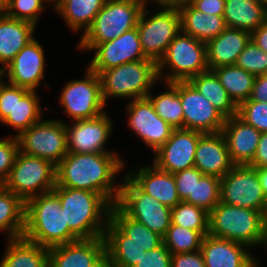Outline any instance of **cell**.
I'll return each instance as SVG.
<instances>
[{"label":"cell","mask_w":267,"mask_h":267,"mask_svg":"<svg viewBox=\"0 0 267 267\" xmlns=\"http://www.w3.org/2000/svg\"><path fill=\"white\" fill-rule=\"evenodd\" d=\"M119 154L68 152L56 165V187L88 190L116 204L122 182L117 176L127 165Z\"/></svg>","instance_id":"6da1fadb"},{"label":"cell","mask_w":267,"mask_h":267,"mask_svg":"<svg viewBox=\"0 0 267 267\" xmlns=\"http://www.w3.org/2000/svg\"><path fill=\"white\" fill-rule=\"evenodd\" d=\"M53 191L64 211L65 225L79 239L104 237L112 204L103 195L68 187H55Z\"/></svg>","instance_id":"7a4b0ae2"},{"label":"cell","mask_w":267,"mask_h":267,"mask_svg":"<svg viewBox=\"0 0 267 267\" xmlns=\"http://www.w3.org/2000/svg\"><path fill=\"white\" fill-rule=\"evenodd\" d=\"M23 236L46 248L79 240L68 225H65L64 211L53 190L25 202Z\"/></svg>","instance_id":"3957f363"},{"label":"cell","mask_w":267,"mask_h":267,"mask_svg":"<svg viewBox=\"0 0 267 267\" xmlns=\"http://www.w3.org/2000/svg\"><path fill=\"white\" fill-rule=\"evenodd\" d=\"M265 222L261 211L219 202L209 212L208 234L244 244L253 251L264 245Z\"/></svg>","instance_id":"277c9868"},{"label":"cell","mask_w":267,"mask_h":267,"mask_svg":"<svg viewBox=\"0 0 267 267\" xmlns=\"http://www.w3.org/2000/svg\"><path fill=\"white\" fill-rule=\"evenodd\" d=\"M99 77L106 106L111 99H126L129 102L147 97L159 82L157 63L149 58L104 70Z\"/></svg>","instance_id":"5b68a950"},{"label":"cell","mask_w":267,"mask_h":267,"mask_svg":"<svg viewBox=\"0 0 267 267\" xmlns=\"http://www.w3.org/2000/svg\"><path fill=\"white\" fill-rule=\"evenodd\" d=\"M144 6L142 0H107L90 28L78 38L77 51L89 52L96 44L136 28Z\"/></svg>","instance_id":"8992f818"},{"label":"cell","mask_w":267,"mask_h":267,"mask_svg":"<svg viewBox=\"0 0 267 267\" xmlns=\"http://www.w3.org/2000/svg\"><path fill=\"white\" fill-rule=\"evenodd\" d=\"M208 70L206 43L182 31L168 45L157 63L159 81L167 83L189 81Z\"/></svg>","instance_id":"52a82bcc"},{"label":"cell","mask_w":267,"mask_h":267,"mask_svg":"<svg viewBox=\"0 0 267 267\" xmlns=\"http://www.w3.org/2000/svg\"><path fill=\"white\" fill-rule=\"evenodd\" d=\"M147 8L145 5L140 14L137 30L145 56L158 63L181 31V17L175 7L154 6L152 13Z\"/></svg>","instance_id":"ba28073f"},{"label":"cell","mask_w":267,"mask_h":267,"mask_svg":"<svg viewBox=\"0 0 267 267\" xmlns=\"http://www.w3.org/2000/svg\"><path fill=\"white\" fill-rule=\"evenodd\" d=\"M84 69L83 78L66 81L58 96L60 109L70 121L93 119L107 111L99 75L88 66Z\"/></svg>","instance_id":"9c48e42d"},{"label":"cell","mask_w":267,"mask_h":267,"mask_svg":"<svg viewBox=\"0 0 267 267\" xmlns=\"http://www.w3.org/2000/svg\"><path fill=\"white\" fill-rule=\"evenodd\" d=\"M2 186L26 202L56 187V165L18 151L10 174Z\"/></svg>","instance_id":"30bf717a"},{"label":"cell","mask_w":267,"mask_h":267,"mask_svg":"<svg viewBox=\"0 0 267 267\" xmlns=\"http://www.w3.org/2000/svg\"><path fill=\"white\" fill-rule=\"evenodd\" d=\"M116 205L162 238L171 225V208L143 192L125 173Z\"/></svg>","instance_id":"8fae6325"},{"label":"cell","mask_w":267,"mask_h":267,"mask_svg":"<svg viewBox=\"0 0 267 267\" xmlns=\"http://www.w3.org/2000/svg\"><path fill=\"white\" fill-rule=\"evenodd\" d=\"M20 152L57 165L68 153L67 128L61 119L42 118L17 137Z\"/></svg>","instance_id":"7c38bea8"},{"label":"cell","mask_w":267,"mask_h":267,"mask_svg":"<svg viewBox=\"0 0 267 267\" xmlns=\"http://www.w3.org/2000/svg\"><path fill=\"white\" fill-rule=\"evenodd\" d=\"M220 202L264 213L266 196L256 168L250 165H234L220 179Z\"/></svg>","instance_id":"4fadbf2b"},{"label":"cell","mask_w":267,"mask_h":267,"mask_svg":"<svg viewBox=\"0 0 267 267\" xmlns=\"http://www.w3.org/2000/svg\"><path fill=\"white\" fill-rule=\"evenodd\" d=\"M124 106L127 128L155 153L171 137L174 128L156 114L148 97L131 100Z\"/></svg>","instance_id":"5bb4252c"},{"label":"cell","mask_w":267,"mask_h":267,"mask_svg":"<svg viewBox=\"0 0 267 267\" xmlns=\"http://www.w3.org/2000/svg\"><path fill=\"white\" fill-rule=\"evenodd\" d=\"M106 111L102 115L85 120L65 122L67 128V150L71 153H119L108 149L115 123ZM107 146V147H106Z\"/></svg>","instance_id":"9a60e30c"},{"label":"cell","mask_w":267,"mask_h":267,"mask_svg":"<svg viewBox=\"0 0 267 267\" xmlns=\"http://www.w3.org/2000/svg\"><path fill=\"white\" fill-rule=\"evenodd\" d=\"M180 94L183 129L205 133L221 132L226 118L189 81L171 83Z\"/></svg>","instance_id":"2e32d148"},{"label":"cell","mask_w":267,"mask_h":267,"mask_svg":"<svg viewBox=\"0 0 267 267\" xmlns=\"http://www.w3.org/2000/svg\"><path fill=\"white\" fill-rule=\"evenodd\" d=\"M44 49L35 36L4 68L6 81L35 91H39L42 83L48 90L50 84L48 85V82L44 81L47 68Z\"/></svg>","instance_id":"e0dca14e"},{"label":"cell","mask_w":267,"mask_h":267,"mask_svg":"<svg viewBox=\"0 0 267 267\" xmlns=\"http://www.w3.org/2000/svg\"><path fill=\"white\" fill-rule=\"evenodd\" d=\"M89 52L87 66L98 75L119 65L147 59L139 40L137 27L123 33L113 40L96 44Z\"/></svg>","instance_id":"ac0fdd59"},{"label":"cell","mask_w":267,"mask_h":267,"mask_svg":"<svg viewBox=\"0 0 267 267\" xmlns=\"http://www.w3.org/2000/svg\"><path fill=\"white\" fill-rule=\"evenodd\" d=\"M202 134L190 129H174L171 137L153 153L152 163L172 174L193 167L196 147Z\"/></svg>","instance_id":"d6986e66"},{"label":"cell","mask_w":267,"mask_h":267,"mask_svg":"<svg viewBox=\"0 0 267 267\" xmlns=\"http://www.w3.org/2000/svg\"><path fill=\"white\" fill-rule=\"evenodd\" d=\"M104 240L105 243H136L144 250L156 249L163 243L161 236L128 217L116 204L111 206Z\"/></svg>","instance_id":"ffe728a7"},{"label":"cell","mask_w":267,"mask_h":267,"mask_svg":"<svg viewBox=\"0 0 267 267\" xmlns=\"http://www.w3.org/2000/svg\"><path fill=\"white\" fill-rule=\"evenodd\" d=\"M201 252L205 267H257V257L246 245L218 238L204 236Z\"/></svg>","instance_id":"44dd1931"},{"label":"cell","mask_w":267,"mask_h":267,"mask_svg":"<svg viewBox=\"0 0 267 267\" xmlns=\"http://www.w3.org/2000/svg\"><path fill=\"white\" fill-rule=\"evenodd\" d=\"M141 166V167H140ZM125 170V174L146 194L170 208L181 202L174 175L157 168L153 163ZM136 169V170H135Z\"/></svg>","instance_id":"7402d4cb"},{"label":"cell","mask_w":267,"mask_h":267,"mask_svg":"<svg viewBox=\"0 0 267 267\" xmlns=\"http://www.w3.org/2000/svg\"><path fill=\"white\" fill-rule=\"evenodd\" d=\"M106 253L104 237L49 248V267H91Z\"/></svg>","instance_id":"603a6c76"},{"label":"cell","mask_w":267,"mask_h":267,"mask_svg":"<svg viewBox=\"0 0 267 267\" xmlns=\"http://www.w3.org/2000/svg\"><path fill=\"white\" fill-rule=\"evenodd\" d=\"M194 166L204 175L220 179L233 168L222 132L201 135L196 147Z\"/></svg>","instance_id":"cb8c5ba5"},{"label":"cell","mask_w":267,"mask_h":267,"mask_svg":"<svg viewBox=\"0 0 267 267\" xmlns=\"http://www.w3.org/2000/svg\"><path fill=\"white\" fill-rule=\"evenodd\" d=\"M234 165H249L256 153L261 132L247 124L237 115L227 118L222 128Z\"/></svg>","instance_id":"d4e9b609"},{"label":"cell","mask_w":267,"mask_h":267,"mask_svg":"<svg viewBox=\"0 0 267 267\" xmlns=\"http://www.w3.org/2000/svg\"><path fill=\"white\" fill-rule=\"evenodd\" d=\"M250 39V32L226 27L217 37L206 43L209 70L219 66L236 65L239 54Z\"/></svg>","instance_id":"484cf974"},{"label":"cell","mask_w":267,"mask_h":267,"mask_svg":"<svg viewBox=\"0 0 267 267\" xmlns=\"http://www.w3.org/2000/svg\"><path fill=\"white\" fill-rule=\"evenodd\" d=\"M39 93L14 85L13 111L0 123L16 132L14 135L8 134L9 136L17 137L44 117L46 110L41 106Z\"/></svg>","instance_id":"4316f807"},{"label":"cell","mask_w":267,"mask_h":267,"mask_svg":"<svg viewBox=\"0 0 267 267\" xmlns=\"http://www.w3.org/2000/svg\"><path fill=\"white\" fill-rule=\"evenodd\" d=\"M36 29L30 22L0 15V68L4 69L35 38Z\"/></svg>","instance_id":"83f0119b"},{"label":"cell","mask_w":267,"mask_h":267,"mask_svg":"<svg viewBox=\"0 0 267 267\" xmlns=\"http://www.w3.org/2000/svg\"><path fill=\"white\" fill-rule=\"evenodd\" d=\"M0 258V267H49V248L24 236L9 239Z\"/></svg>","instance_id":"f1b7e54d"},{"label":"cell","mask_w":267,"mask_h":267,"mask_svg":"<svg viewBox=\"0 0 267 267\" xmlns=\"http://www.w3.org/2000/svg\"><path fill=\"white\" fill-rule=\"evenodd\" d=\"M107 0H61L53 10L72 34L79 33L81 38L92 25L95 16Z\"/></svg>","instance_id":"f546056e"},{"label":"cell","mask_w":267,"mask_h":267,"mask_svg":"<svg viewBox=\"0 0 267 267\" xmlns=\"http://www.w3.org/2000/svg\"><path fill=\"white\" fill-rule=\"evenodd\" d=\"M178 9L181 17V31L199 41L207 43L226 28L223 15L203 13L191 4H185Z\"/></svg>","instance_id":"4dcf8cb0"},{"label":"cell","mask_w":267,"mask_h":267,"mask_svg":"<svg viewBox=\"0 0 267 267\" xmlns=\"http://www.w3.org/2000/svg\"><path fill=\"white\" fill-rule=\"evenodd\" d=\"M226 27L252 33L267 19V6L258 0H225Z\"/></svg>","instance_id":"1f68e13d"},{"label":"cell","mask_w":267,"mask_h":267,"mask_svg":"<svg viewBox=\"0 0 267 267\" xmlns=\"http://www.w3.org/2000/svg\"><path fill=\"white\" fill-rule=\"evenodd\" d=\"M24 228L25 202L0 186V233L6 240L14 239L23 236Z\"/></svg>","instance_id":"d6a6232c"},{"label":"cell","mask_w":267,"mask_h":267,"mask_svg":"<svg viewBox=\"0 0 267 267\" xmlns=\"http://www.w3.org/2000/svg\"><path fill=\"white\" fill-rule=\"evenodd\" d=\"M189 82L202 94L226 119L237 115V105L229 97L212 70L192 77Z\"/></svg>","instance_id":"836d02e7"},{"label":"cell","mask_w":267,"mask_h":267,"mask_svg":"<svg viewBox=\"0 0 267 267\" xmlns=\"http://www.w3.org/2000/svg\"><path fill=\"white\" fill-rule=\"evenodd\" d=\"M212 71L237 106L250 98L255 79L253 74L237 65L219 66Z\"/></svg>","instance_id":"e575fe53"},{"label":"cell","mask_w":267,"mask_h":267,"mask_svg":"<svg viewBox=\"0 0 267 267\" xmlns=\"http://www.w3.org/2000/svg\"><path fill=\"white\" fill-rule=\"evenodd\" d=\"M163 83L164 92L153 94L157 85ZM153 103L155 112L174 129L183 128V109L181 106L180 94L178 90L167 82L159 81L147 96Z\"/></svg>","instance_id":"d590c367"},{"label":"cell","mask_w":267,"mask_h":267,"mask_svg":"<svg viewBox=\"0 0 267 267\" xmlns=\"http://www.w3.org/2000/svg\"><path fill=\"white\" fill-rule=\"evenodd\" d=\"M203 238L199 231L180 227L171 222L163 237V244L171 254L191 253L201 249Z\"/></svg>","instance_id":"8d00e7d4"},{"label":"cell","mask_w":267,"mask_h":267,"mask_svg":"<svg viewBox=\"0 0 267 267\" xmlns=\"http://www.w3.org/2000/svg\"><path fill=\"white\" fill-rule=\"evenodd\" d=\"M209 213L204 209L181 201L171 208V222L174 225L199 231L203 236L208 234Z\"/></svg>","instance_id":"74e56055"},{"label":"cell","mask_w":267,"mask_h":267,"mask_svg":"<svg viewBox=\"0 0 267 267\" xmlns=\"http://www.w3.org/2000/svg\"><path fill=\"white\" fill-rule=\"evenodd\" d=\"M185 202L209 213L220 202V178L203 175L196 181L193 197H188Z\"/></svg>","instance_id":"f35d334b"},{"label":"cell","mask_w":267,"mask_h":267,"mask_svg":"<svg viewBox=\"0 0 267 267\" xmlns=\"http://www.w3.org/2000/svg\"><path fill=\"white\" fill-rule=\"evenodd\" d=\"M50 7L44 0H6L5 15L38 27L41 16Z\"/></svg>","instance_id":"ab89813d"},{"label":"cell","mask_w":267,"mask_h":267,"mask_svg":"<svg viewBox=\"0 0 267 267\" xmlns=\"http://www.w3.org/2000/svg\"><path fill=\"white\" fill-rule=\"evenodd\" d=\"M106 253L113 267H133L146 252L136 243H105Z\"/></svg>","instance_id":"60d3db41"},{"label":"cell","mask_w":267,"mask_h":267,"mask_svg":"<svg viewBox=\"0 0 267 267\" xmlns=\"http://www.w3.org/2000/svg\"><path fill=\"white\" fill-rule=\"evenodd\" d=\"M236 65L255 77L267 73V53L261 50L252 39L239 54Z\"/></svg>","instance_id":"b9f144b4"},{"label":"cell","mask_w":267,"mask_h":267,"mask_svg":"<svg viewBox=\"0 0 267 267\" xmlns=\"http://www.w3.org/2000/svg\"><path fill=\"white\" fill-rule=\"evenodd\" d=\"M237 116L261 133H267V102L245 100L238 105Z\"/></svg>","instance_id":"7bdbcfd3"},{"label":"cell","mask_w":267,"mask_h":267,"mask_svg":"<svg viewBox=\"0 0 267 267\" xmlns=\"http://www.w3.org/2000/svg\"><path fill=\"white\" fill-rule=\"evenodd\" d=\"M18 142L15 136L0 137V186L7 180L18 153Z\"/></svg>","instance_id":"ee69618b"},{"label":"cell","mask_w":267,"mask_h":267,"mask_svg":"<svg viewBox=\"0 0 267 267\" xmlns=\"http://www.w3.org/2000/svg\"><path fill=\"white\" fill-rule=\"evenodd\" d=\"M176 182V189L181 201H185L188 197H193V189L196 181L204 175L195 166L173 174Z\"/></svg>","instance_id":"f6af8a7d"},{"label":"cell","mask_w":267,"mask_h":267,"mask_svg":"<svg viewBox=\"0 0 267 267\" xmlns=\"http://www.w3.org/2000/svg\"><path fill=\"white\" fill-rule=\"evenodd\" d=\"M171 253L162 243L153 250H146L133 267H171Z\"/></svg>","instance_id":"bcb514c9"},{"label":"cell","mask_w":267,"mask_h":267,"mask_svg":"<svg viewBox=\"0 0 267 267\" xmlns=\"http://www.w3.org/2000/svg\"><path fill=\"white\" fill-rule=\"evenodd\" d=\"M171 267H205L201 250L171 255Z\"/></svg>","instance_id":"7dc6e473"},{"label":"cell","mask_w":267,"mask_h":267,"mask_svg":"<svg viewBox=\"0 0 267 267\" xmlns=\"http://www.w3.org/2000/svg\"><path fill=\"white\" fill-rule=\"evenodd\" d=\"M14 106V84L7 81L0 88V123L12 113Z\"/></svg>","instance_id":"c3c4849f"},{"label":"cell","mask_w":267,"mask_h":267,"mask_svg":"<svg viewBox=\"0 0 267 267\" xmlns=\"http://www.w3.org/2000/svg\"><path fill=\"white\" fill-rule=\"evenodd\" d=\"M191 5L203 13L223 15L225 0H194Z\"/></svg>","instance_id":"681fc988"},{"label":"cell","mask_w":267,"mask_h":267,"mask_svg":"<svg viewBox=\"0 0 267 267\" xmlns=\"http://www.w3.org/2000/svg\"><path fill=\"white\" fill-rule=\"evenodd\" d=\"M249 100L267 102V73L255 77Z\"/></svg>","instance_id":"f907efd6"},{"label":"cell","mask_w":267,"mask_h":267,"mask_svg":"<svg viewBox=\"0 0 267 267\" xmlns=\"http://www.w3.org/2000/svg\"><path fill=\"white\" fill-rule=\"evenodd\" d=\"M249 165L254 168L267 167V133H261L255 156Z\"/></svg>","instance_id":"816d5d0a"},{"label":"cell","mask_w":267,"mask_h":267,"mask_svg":"<svg viewBox=\"0 0 267 267\" xmlns=\"http://www.w3.org/2000/svg\"><path fill=\"white\" fill-rule=\"evenodd\" d=\"M251 39L261 50L267 53V19L251 33Z\"/></svg>","instance_id":"f5cc1de1"},{"label":"cell","mask_w":267,"mask_h":267,"mask_svg":"<svg viewBox=\"0 0 267 267\" xmlns=\"http://www.w3.org/2000/svg\"><path fill=\"white\" fill-rule=\"evenodd\" d=\"M262 190L267 197V167L256 168Z\"/></svg>","instance_id":"db71d44e"},{"label":"cell","mask_w":267,"mask_h":267,"mask_svg":"<svg viewBox=\"0 0 267 267\" xmlns=\"http://www.w3.org/2000/svg\"><path fill=\"white\" fill-rule=\"evenodd\" d=\"M91 267H113L107 253H105L93 266Z\"/></svg>","instance_id":"11a10c76"},{"label":"cell","mask_w":267,"mask_h":267,"mask_svg":"<svg viewBox=\"0 0 267 267\" xmlns=\"http://www.w3.org/2000/svg\"><path fill=\"white\" fill-rule=\"evenodd\" d=\"M145 5L168 6L173 0H143Z\"/></svg>","instance_id":"9f6ffc18"},{"label":"cell","mask_w":267,"mask_h":267,"mask_svg":"<svg viewBox=\"0 0 267 267\" xmlns=\"http://www.w3.org/2000/svg\"><path fill=\"white\" fill-rule=\"evenodd\" d=\"M194 0H173L168 6L179 8L185 4H191Z\"/></svg>","instance_id":"6f0895ef"},{"label":"cell","mask_w":267,"mask_h":267,"mask_svg":"<svg viewBox=\"0 0 267 267\" xmlns=\"http://www.w3.org/2000/svg\"><path fill=\"white\" fill-rule=\"evenodd\" d=\"M46 3H47V5L49 6H51V9H55L58 5H59V3H60V1L61 0H44ZM53 7V8H52Z\"/></svg>","instance_id":"680465c9"},{"label":"cell","mask_w":267,"mask_h":267,"mask_svg":"<svg viewBox=\"0 0 267 267\" xmlns=\"http://www.w3.org/2000/svg\"><path fill=\"white\" fill-rule=\"evenodd\" d=\"M6 81V75L4 69L0 68V88Z\"/></svg>","instance_id":"91938a15"},{"label":"cell","mask_w":267,"mask_h":267,"mask_svg":"<svg viewBox=\"0 0 267 267\" xmlns=\"http://www.w3.org/2000/svg\"><path fill=\"white\" fill-rule=\"evenodd\" d=\"M6 9V0H0V15L5 13Z\"/></svg>","instance_id":"94428289"},{"label":"cell","mask_w":267,"mask_h":267,"mask_svg":"<svg viewBox=\"0 0 267 267\" xmlns=\"http://www.w3.org/2000/svg\"><path fill=\"white\" fill-rule=\"evenodd\" d=\"M265 240H264V245L263 248L266 250L267 249V220H265Z\"/></svg>","instance_id":"6125c7cd"},{"label":"cell","mask_w":267,"mask_h":267,"mask_svg":"<svg viewBox=\"0 0 267 267\" xmlns=\"http://www.w3.org/2000/svg\"><path fill=\"white\" fill-rule=\"evenodd\" d=\"M263 215H264L265 220H267V197H266V205H265V208H264Z\"/></svg>","instance_id":"be15d7a7"},{"label":"cell","mask_w":267,"mask_h":267,"mask_svg":"<svg viewBox=\"0 0 267 267\" xmlns=\"http://www.w3.org/2000/svg\"><path fill=\"white\" fill-rule=\"evenodd\" d=\"M260 261H261V259L260 258H257V267H262L260 264Z\"/></svg>","instance_id":"e7e4bbea"},{"label":"cell","mask_w":267,"mask_h":267,"mask_svg":"<svg viewBox=\"0 0 267 267\" xmlns=\"http://www.w3.org/2000/svg\"><path fill=\"white\" fill-rule=\"evenodd\" d=\"M259 2L265 4L267 6V0H258Z\"/></svg>","instance_id":"03108f58"}]
</instances>
